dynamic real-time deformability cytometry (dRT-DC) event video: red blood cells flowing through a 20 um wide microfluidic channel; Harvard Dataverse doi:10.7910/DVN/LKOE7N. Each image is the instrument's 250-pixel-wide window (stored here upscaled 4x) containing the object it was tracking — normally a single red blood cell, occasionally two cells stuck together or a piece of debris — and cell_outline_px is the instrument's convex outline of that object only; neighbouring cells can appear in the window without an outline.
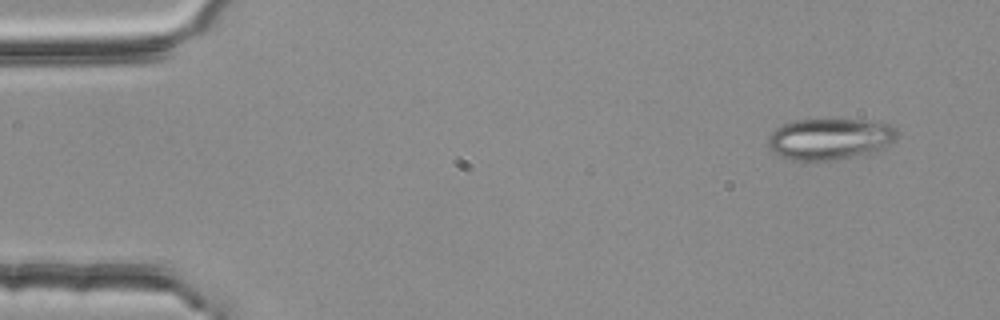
{"species": "common noctule bat (a hibernating species)", "species_latin": "Nyctalus noctula", "temperature_condition": "room temperature", "stored_images_in_passage": 3, "camera_frame_rate_fps": 3000, "um_per_image_px": 0.085, "animal": {"sex": "female", "body_mass_g": 25.1}, "frame": {"image": 1, "passage_image": 1, "time_ms": 0.0, "image_size_px": [1000, 320], "cell_outline_px": [[896, 140], [880, 152], [832, 160], [792, 160], [780, 156], [772, 152], [768, 148], [768, 136], [776, 128], [784, 124], [796, 120], [824, 116], [884, 120], [896, 128]], "centroid_in_image_um": [70.61, 11.74], "position_along_channel_um": 14.4, "area_um2": 32.89}}